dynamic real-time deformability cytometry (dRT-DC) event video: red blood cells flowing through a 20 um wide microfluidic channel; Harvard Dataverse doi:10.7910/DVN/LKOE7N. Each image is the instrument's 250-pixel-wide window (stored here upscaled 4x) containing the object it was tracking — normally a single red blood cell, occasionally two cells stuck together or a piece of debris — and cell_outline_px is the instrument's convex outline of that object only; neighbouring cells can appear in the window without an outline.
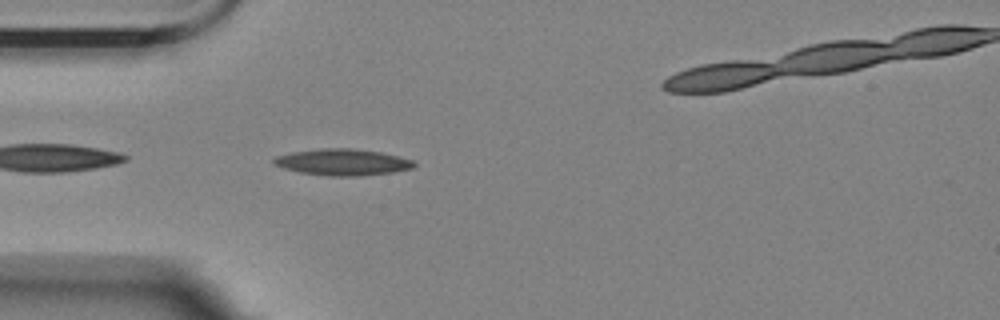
{"species": "Egyptian fruit bat (a non-hibernating species)", "species_latin": "Rousettus aegyptiacus", "temperature_condition": "room temperature", "stored_images_in_passage": 27, "camera_frame_rate_fps": 3000, "um_per_image_px": 0.085, "animal": {"sex": "female"}, "frame": {"image": 1, "passage_image": 2, "time_ms": 0.333, "image_size_px": [1000, 320], "cell_outline_px": [[416, 164], [412, 168], [392, 172], [360, 176], [328, 176], [300, 172], [284, 168], [272, 164], [272, 160], [276, 156], [292, 152], [320, 148], [352, 148], [380, 152], [400, 156], [412, 160]], "centroid_in_image_um": [29.1, 13.78], "position_along_channel_um": 55.9, "area_um2": 21.62}}
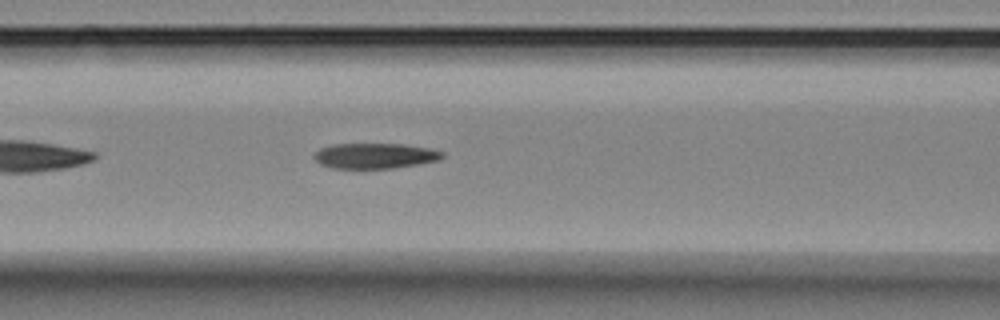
{"frame": {"image": 2, "passage_image": 9, "time_ms": 2.667, "image_size_px": [1000, 320], "cell_outline_px": [[444, 156], [440, 160], [420, 164], [392, 168], [332, 168], [320, 164], [312, 156], [320, 148], [336, 144], [404, 144], [432, 148], [444, 152]], "centroid_in_image_um": [31.92, 13.24], "position_along_channel_um": 134.7, "area_um2": 19.07}}
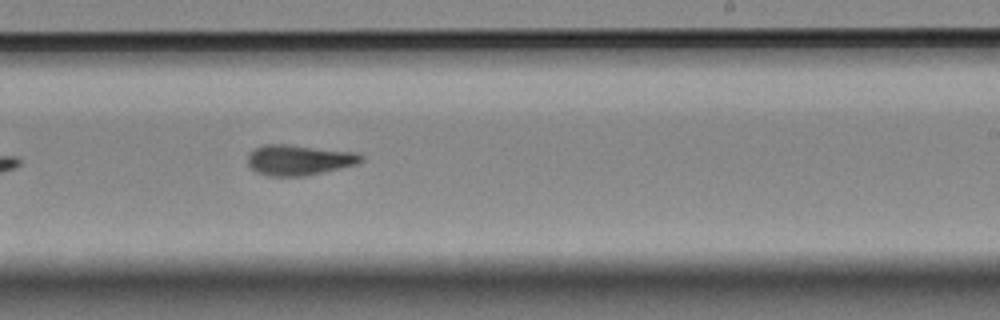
{"frame": {"image": 3, "passage_image": 20, "time_ms": 6.333, "image_size_px": [1000, 320], "cell_outline_px": [[364, 160], [356, 164], [340, 168], [304, 176], [268, 176], [256, 172], [248, 164], [248, 156], [256, 148], [264, 144], [284, 144], [356, 152], [364, 156]], "centroid_in_image_um": [25.42, 13.6], "position_along_channel_um": 263.6, "area_um2": 19.94}}